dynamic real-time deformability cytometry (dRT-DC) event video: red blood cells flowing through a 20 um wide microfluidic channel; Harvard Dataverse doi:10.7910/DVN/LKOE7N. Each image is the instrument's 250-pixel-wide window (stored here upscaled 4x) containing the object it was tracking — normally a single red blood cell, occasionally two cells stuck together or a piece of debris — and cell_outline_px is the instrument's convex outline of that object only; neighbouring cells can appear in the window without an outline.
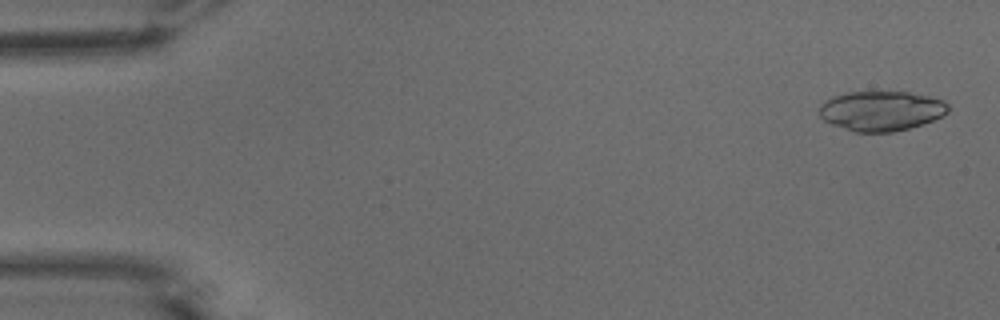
{"species": "common noctule bat (a hibernating species)", "species_latin": "Nyctalus noctula", "temperature_condition": "warm", "stored_images_in_passage": 52, "camera_frame_rate_fps": 3000, "um_per_image_px": 0.085, "animal": {"sex": "male", "body_mass_g": 15.6}, "frame": {"image": 1, "passage_image": 2, "time_ms": 0.333, "image_size_px": [1000, 320], "cell_outline_px": [[948, 112], [932, 120], [908, 128], [892, 132], [856, 132], [832, 124], [824, 120], [820, 116], [820, 104], [832, 96], [848, 92], [908, 92], [928, 96], [944, 100], [948, 104]], "centroid_in_image_um": [74.89, 9.41], "position_along_channel_um": 10.1, "area_um2": 29.65}}